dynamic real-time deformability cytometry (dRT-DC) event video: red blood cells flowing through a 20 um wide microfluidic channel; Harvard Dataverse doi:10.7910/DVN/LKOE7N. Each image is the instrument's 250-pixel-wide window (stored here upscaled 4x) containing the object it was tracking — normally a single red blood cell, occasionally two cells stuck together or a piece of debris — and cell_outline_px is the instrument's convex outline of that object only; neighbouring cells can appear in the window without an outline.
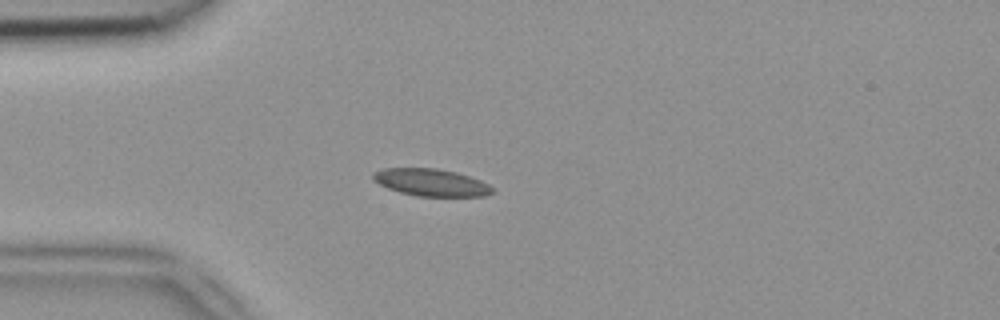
{"species": "common noctule bat (a hibernating species)", "species_latin": "Nyctalus noctula", "temperature_condition": "room temperature", "stored_images_in_passage": 32, "camera_frame_rate_fps": 3000, "um_per_image_px": 0.085, "animal": {"sex": "female", "body_mass_g": 18.4}, "frame": {"image": 1, "passage_image": 9, "time_ms": 2.667, "image_size_px": [1000, 320], "cell_outline_px": [[496, 192], [484, 196], [416, 196], [400, 192], [388, 188], [372, 180], [372, 172], [384, 168], [436, 168], [456, 172], [480, 180], [496, 188]], "centroid_in_image_um": [36.66, 15.51], "position_along_channel_um": 48.3, "area_um2": 19.07}}
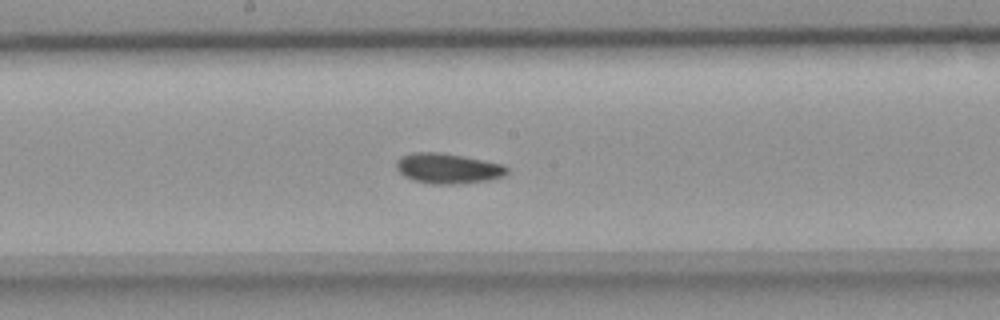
{"frame": {"image": 2, "passage_image": 22, "time_ms": 7.0, "image_size_px": [1000, 320], "cell_outline_px": [[508, 172], [504, 176], [488, 180], [456, 184], [428, 184], [412, 180], [404, 176], [396, 168], [396, 160], [412, 152], [440, 152], [464, 156], [504, 164], [508, 168]], "centroid_in_image_um": [38.07, 14.32], "position_along_channel_um": 210.1, "area_um2": 19.65}}
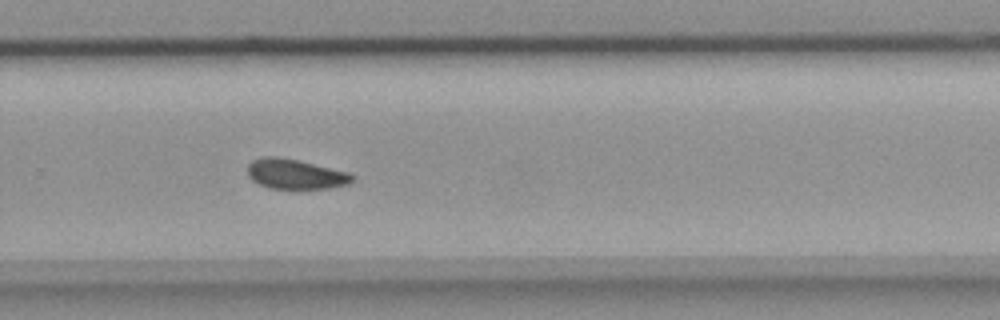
{"frame": {"image": 3, "passage_image": 29, "time_ms": 9.333, "image_size_px": [1000, 320], "cell_outline_px": [[356, 176], [348, 184], [328, 188], [268, 188], [252, 180], [248, 176], [248, 164], [252, 160], [268, 156], [276, 156], [296, 160], [348, 172]], "centroid_in_image_um": [25.09, 14.8], "position_along_channel_um": 304.7, "area_um2": 17.98}}